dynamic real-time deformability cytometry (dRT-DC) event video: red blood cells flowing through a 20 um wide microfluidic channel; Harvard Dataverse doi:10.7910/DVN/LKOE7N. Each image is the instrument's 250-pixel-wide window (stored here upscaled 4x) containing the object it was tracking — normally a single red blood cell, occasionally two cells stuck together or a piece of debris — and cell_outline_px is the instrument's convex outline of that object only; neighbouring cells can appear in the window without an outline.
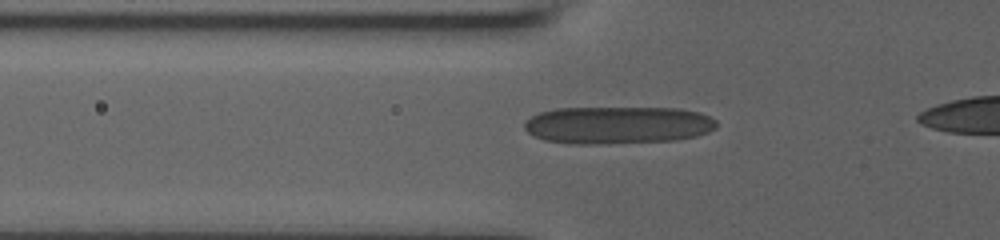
{"species": "human", "species_latin": "Homo sapiens", "temperature_condition": "room temperature", "stored_images_in_passage": 46, "camera_frame_rate_fps": 3000, "um_per_image_px": 0.085, "donor": {"sex": "male"}, "frame": {"image": 1, "passage_image": 17, "time_ms": 5.333, "image_size_px": [1000, 240], "cell_outline_px": [[716, 128], [708, 132], [696, 136], [676, 140], [600, 144], [572, 144], [544, 140], [528, 132], [524, 128], [524, 120], [540, 112], [556, 108], [680, 108], [700, 112], [716, 120]], "centroid_in_image_um": [52.5, 10.63], "position_along_channel_um": 73.3, "area_um2": 42.19}}
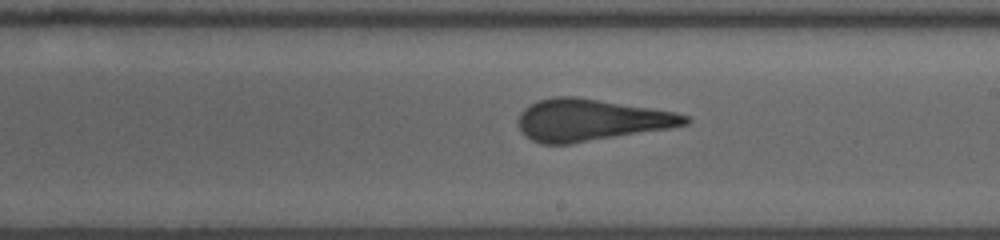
{"frame": {"image": 2, "passage_image": 30, "time_ms": 9.667, "image_size_px": [1000, 240], "cell_outline_px": [[692, 120], [688, 124], [668, 128], [568, 144], [544, 144], [532, 140], [520, 132], [516, 120], [520, 112], [528, 104], [536, 100], [556, 96], [576, 96], [676, 112], [688, 116]], "centroid_in_image_um": [50.16, 10.19], "position_along_channel_um": 238.8, "area_um2": 40.75}}
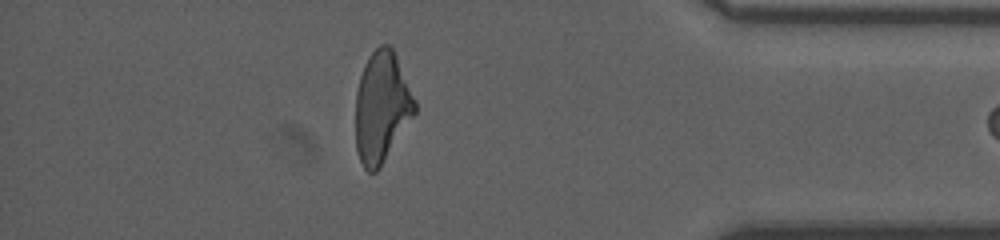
{"frame": {"image": 3, "passage_image": 45, "time_ms": 14.667, "image_size_px": [1000, 240], "cell_outline_px": [[416, 112], [380, 168], [376, 172], [368, 172], [364, 168], [360, 160], [356, 148], [356, 92], [360, 76], [364, 64], [368, 56], [380, 44], [388, 44], [392, 48], [396, 56], [416, 100]], "centroid_in_image_um": [32.44, 9.11], "position_along_channel_um": 402.8, "area_um2": 38.21}}